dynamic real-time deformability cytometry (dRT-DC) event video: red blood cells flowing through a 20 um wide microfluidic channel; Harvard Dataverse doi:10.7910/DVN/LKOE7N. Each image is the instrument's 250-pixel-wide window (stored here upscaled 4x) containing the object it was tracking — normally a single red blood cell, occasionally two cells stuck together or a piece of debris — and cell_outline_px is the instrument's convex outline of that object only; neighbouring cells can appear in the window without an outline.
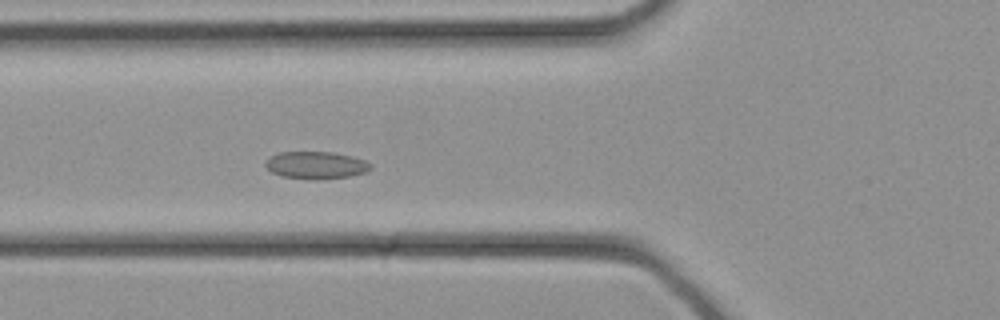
{"species": "common noctule bat (a hibernating species)", "species_latin": "Nyctalus noctula", "temperature_condition": "cold", "stored_images_in_passage": 29, "camera_frame_rate_fps": 3000, "um_per_image_px": 0.085, "animal": {"sex": "female", "body_mass_g": 21.9}, "frame": {"image": 1, "passage_image": 11, "time_ms": 3.333, "image_size_px": [1000, 320], "cell_outline_px": [[372, 168], [364, 172], [348, 176], [316, 180], [312, 180], [284, 176], [272, 172], [264, 164], [272, 156], [280, 152], [332, 152], [352, 156], [364, 160], [372, 164]], "centroid_in_image_um": [26.88, 14.04], "position_along_channel_um": 98.9, "area_um2": 16.53}}
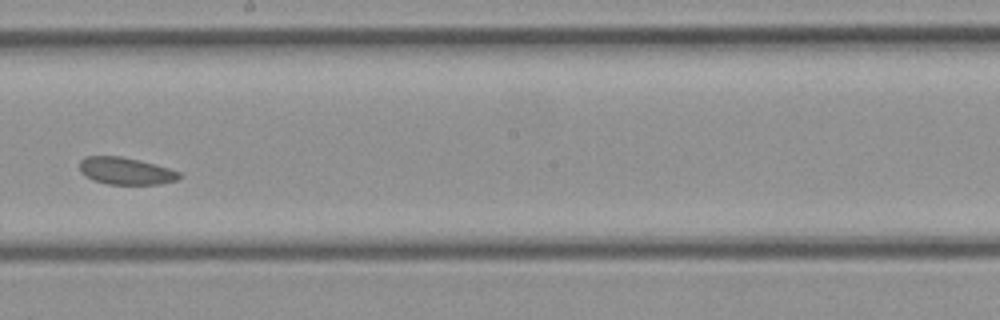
{"frame": {"image": 2, "passage_image": 18, "time_ms": 5.667, "image_size_px": [1000, 320], "cell_outline_px": [[184, 176], [176, 180], [156, 184], [108, 184], [92, 180], [84, 176], [80, 172], [80, 160], [84, 156], [120, 156], [140, 160], [156, 164], [180, 172]], "centroid_in_image_um": [10.67, 14.52], "position_along_channel_um": 237.5, "area_um2": 15.9}}
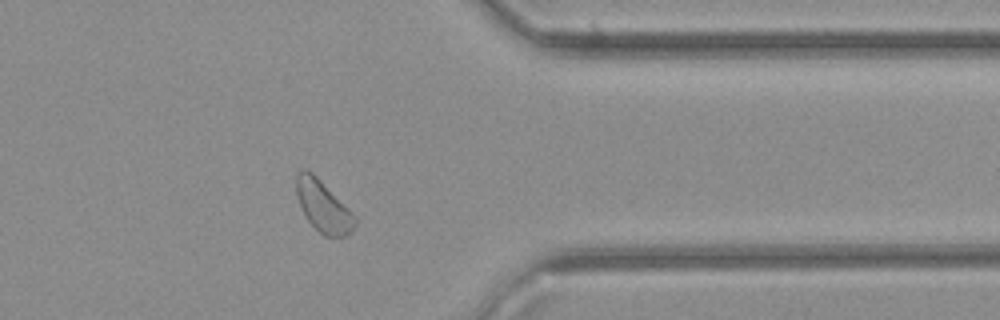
{"frame": {"image": 3, "passage_image": 26, "time_ms": 8.333, "image_size_px": [1000, 320], "cell_outline_px": [[356, 224], [352, 232], [348, 236], [324, 236], [304, 216], [296, 196], [296, 176], [304, 168], [312, 172], [356, 216]], "centroid_in_image_um": [27.47, 17.55], "position_along_channel_um": 383.9, "area_um2": 17.4}}